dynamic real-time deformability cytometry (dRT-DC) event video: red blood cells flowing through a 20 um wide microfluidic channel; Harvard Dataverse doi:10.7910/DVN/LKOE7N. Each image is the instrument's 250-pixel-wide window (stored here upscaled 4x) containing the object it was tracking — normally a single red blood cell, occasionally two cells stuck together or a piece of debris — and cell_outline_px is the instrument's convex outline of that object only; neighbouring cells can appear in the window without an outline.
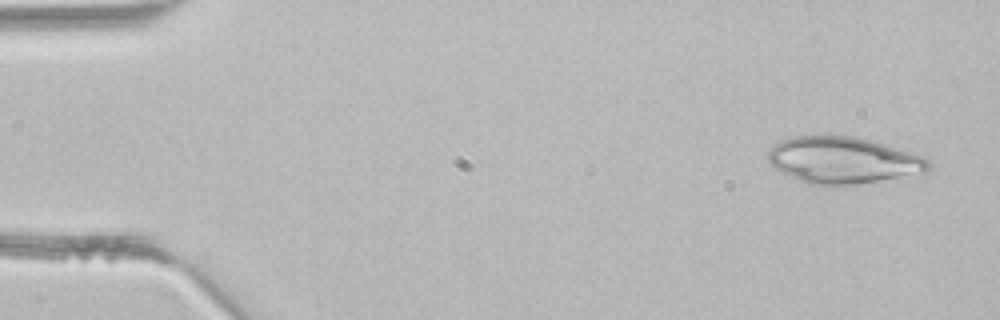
{"species": "common noctule bat (a hibernating species)", "species_latin": "Nyctalus noctula", "temperature_condition": "room temperature", "stored_images_in_passage": 5, "camera_frame_rate_fps": 3000, "um_per_image_px": 0.085, "animal": {"sex": "male", "body_mass_g": 21.5, "forearm_length_mm": 52.0}, "frame": {"image": 1, "passage_image": 1, "time_ms": 0.0, "image_size_px": [1000, 320], "cell_outline_px": [[932, 164], [924, 172], [856, 184], [824, 188], [808, 184], [776, 168], [768, 160], [768, 152], [780, 140], [792, 136], [856, 136], [872, 140], [924, 156]], "centroid_in_image_um": [71.65, 13.62], "position_along_channel_um": 13.3, "area_um2": 43.52}}